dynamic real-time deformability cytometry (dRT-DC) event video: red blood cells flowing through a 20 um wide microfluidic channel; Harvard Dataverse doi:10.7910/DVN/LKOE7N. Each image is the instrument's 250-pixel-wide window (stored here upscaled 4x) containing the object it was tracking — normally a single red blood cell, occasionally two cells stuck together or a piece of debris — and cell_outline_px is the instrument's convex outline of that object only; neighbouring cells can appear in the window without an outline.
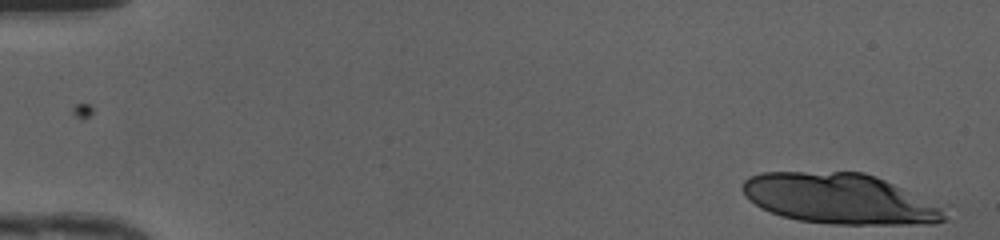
{"species": "human", "species_latin": "Homo sapiens", "temperature_condition": "cold", "stored_images_in_passage": 16, "camera_frame_rate_fps": 3000, "um_per_image_px": 0.085, "donor": {"sex": "female"}, "frame": {"image": 1, "passage_image": 1, "time_ms": 0.0, "image_size_px": [1000, 240], "cell_outline_px": [[948, 220], [936, 224], [832, 224], [796, 220], [780, 216], [760, 208], [740, 188], [744, 180], [748, 176], [760, 172], [864, 172], [876, 176], [948, 204]], "centroid_in_image_um": [71.56, 16.9], "position_along_channel_um": 13.4, "area_um2": 61.04}}